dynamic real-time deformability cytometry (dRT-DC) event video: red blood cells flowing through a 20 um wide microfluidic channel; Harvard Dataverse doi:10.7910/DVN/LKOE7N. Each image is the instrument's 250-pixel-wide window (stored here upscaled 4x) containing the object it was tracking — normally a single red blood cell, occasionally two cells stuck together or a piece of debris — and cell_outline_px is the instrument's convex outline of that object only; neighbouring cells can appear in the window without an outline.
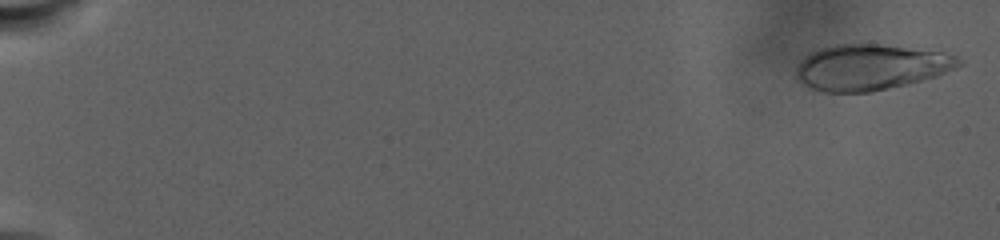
{"species": "human", "species_latin": "Homo sapiens", "temperature_condition": "warm", "stored_images_in_passage": 18, "camera_frame_rate_fps": 3000, "um_per_image_px": 0.085, "donor": {"sex": "male"}, "frame": {"image": 1, "passage_image": 3, "time_ms": 0.333, "image_size_px": [1000, 240], "cell_outline_px": [[964, 64], [956, 68], [936, 76], [908, 84], [872, 92], [824, 92], [812, 88], [804, 84], [796, 76], [796, 68], [812, 52], [820, 48], [836, 44], [880, 44], [940, 52], [956, 56]], "centroid_in_image_um": [74.03, 5.72], "position_along_channel_um": 11.0, "area_um2": 42.95}}